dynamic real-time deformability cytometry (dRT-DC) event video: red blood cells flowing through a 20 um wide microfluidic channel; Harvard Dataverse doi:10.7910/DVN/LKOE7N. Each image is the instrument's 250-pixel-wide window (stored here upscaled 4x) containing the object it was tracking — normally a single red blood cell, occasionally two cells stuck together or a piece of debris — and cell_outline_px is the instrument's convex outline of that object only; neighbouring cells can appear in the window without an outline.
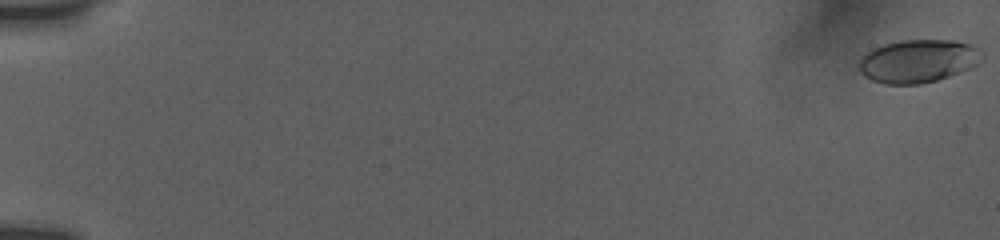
{"species": "human", "species_latin": "Homo sapiens", "temperature_condition": "room temperature", "stored_images_in_passage": 56, "camera_frame_rate_fps": 3000, "um_per_image_px": 0.085, "donor": {"sex": "female"}, "frame": {"image": 1, "passage_image": 1, "time_ms": 0.0, "image_size_px": [1000, 240], "cell_outline_px": [[984, 60], [960, 72], [936, 80], [920, 84], [884, 84], [872, 80], [864, 76], [860, 72], [856, 64], [860, 56], [872, 48], [884, 44], [900, 40], [952, 40], [968, 44], [980, 48], [984, 56]], "centroid_in_image_um": [77.99, 5.18], "position_along_channel_um": 7.0, "area_um2": 31.21}}
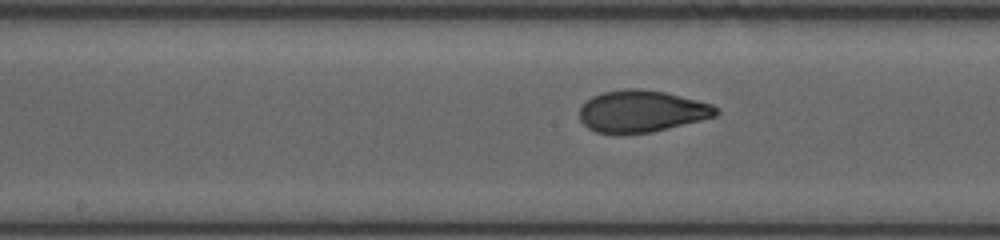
{"frame": {"image": 2, "passage_image": 31, "time_ms": 10.0, "image_size_px": [1000, 240], "cell_outline_px": [[720, 112], [716, 116], [652, 132], [596, 132], [588, 128], [580, 120], [580, 108], [592, 96], [600, 92], [624, 88], [640, 88], [664, 92], [712, 104]], "centroid_in_image_um": [54.53, 9.43], "position_along_channel_um": 193.7, "area_um2": 32.83}}
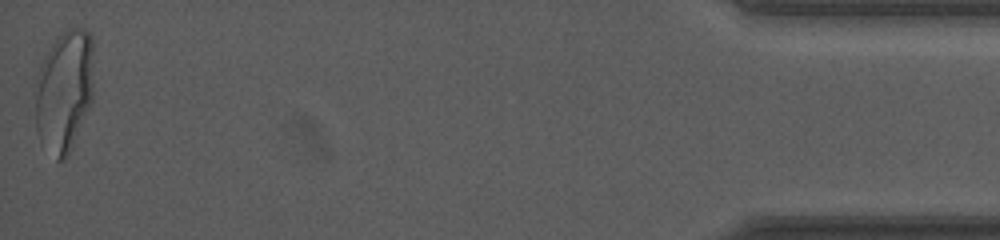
{"frame": {"image": 3, "passage_image": 56, "time_ms": 18.333, "image_size_px": [1000, 240], "cell_outline_px": [[92, 104], [68, 156], [64, 160], [56, 160], [40, 144], [36, 128], [32, 92], [40, 64], [44, 56], [56, 36], [72, 28], [84, 28], [92, 36]], "centroid_in_image_um": [5.41, 7.78], "position_along_channel_um": 429.8, "area_um2": 42.83}, "authors_computed_cell_mechanics": {"area_um2": 32.9171, "velocity_mm_per_s": 3.8343, "shape_relaxation_time_tau1_ms": 5.7893, "shape_relaxation_time_tau2_ms": null, "deformation_change_tau1": 0.2005, "deformation_change_tau2": null}}